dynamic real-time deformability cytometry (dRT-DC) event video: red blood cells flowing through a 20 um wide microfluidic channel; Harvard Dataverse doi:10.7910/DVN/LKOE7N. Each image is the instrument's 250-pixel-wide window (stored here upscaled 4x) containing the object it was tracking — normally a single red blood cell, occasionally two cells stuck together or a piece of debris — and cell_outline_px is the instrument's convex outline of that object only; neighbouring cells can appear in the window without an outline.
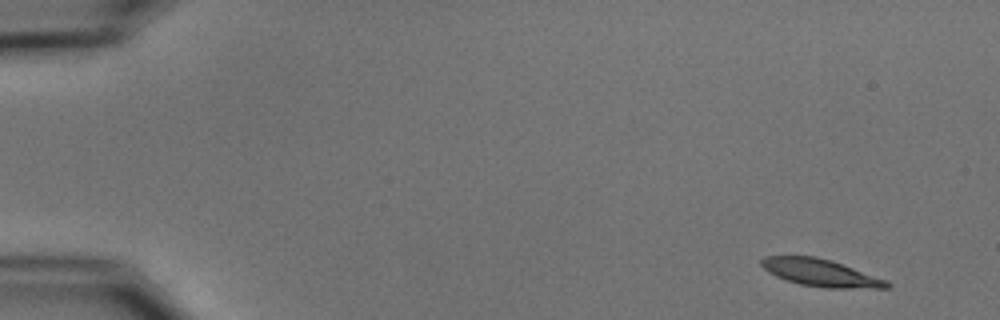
{"species": "common noctule bat (a hibernating species)", "species_latin": "Nyctalus noctula", "temperature_condition": "cold", "stored_images_in_passage": 5, "camera_frame_rate_fps": 3000, "um_per_image_px": 0.085, "animal": {"sex": "male", "body_mass_g": 15.6}, "frame": {"image": 1, "passage_image": 1, "time_ms": 0.0, "image_size_px": [1000, 320], "cell_outline_px": [[892, 284], [888, 288], [828, 288], [800, 284], [784, 280], [768, 272], [760, 264], [760, 260], [764, 256], [816, 256], [832, 260], [888, 280]], "centroid_in_image_um": [69.77, 23.18], "position_along_channel_um": 15.2, "area_um2": 20.11}}
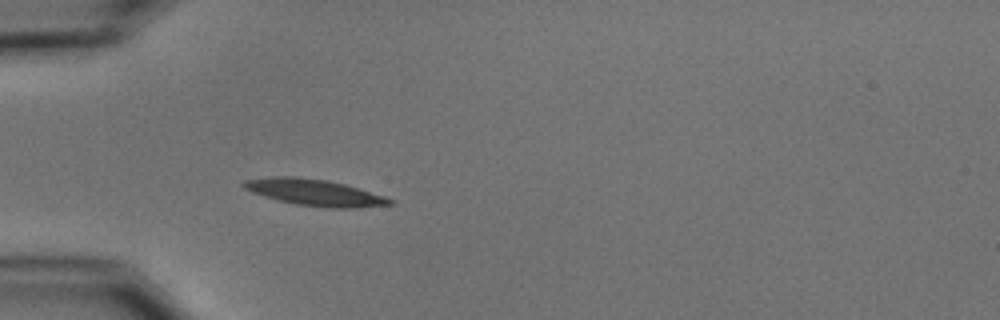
{"frame": {"image": 2, "passage_image": 5, "time_ms": 4.333, "image_size_px": [1000, 320], "cell_outline_px": [[396, 204], [356, 208], [332, 208], [296, 204], [264, 196], [252, 192], [244, 188], [240, 184], [244, 180], [272, 176], [296, 176], [328, 180], [344, 184], [384, 196], [396, 200]], "centroid_in_image_um": [26.76, 16.35], "position_along_channel_um": 58.2, "area_um2": 22.54}}